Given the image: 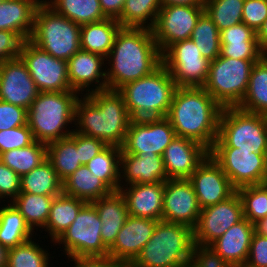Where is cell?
<instances>
[{
    "label": "cell",
    "mask_w": 267,
    "mask_h": 267,
    "mask_svg": "<svg viewBox=\"0 0 267 267\" xmlns=\"http://www.w3.org/2000/svg\"><path fill=\"white\" fill-rule=\"evenodd\" d=\"M243 204V217L251 223L267 216V188L249 185L237 189Z\"/></svg>",
    "instance_id": "obj_43"
},
{
    "label": "cell",
    "mask_w": 267,
    "mask_h": 267,
    "mask_svg": "<svg viewBox=\"0 0 267 267\" xmlns=\"http://www.w3.org/2000/svg\"><path fill=\"white\" fill-rule=\"evenodd\" d=\"M54 197L56 196L20 192L11 203L21 213L26 223L33 231L38 228L43 230L48 221L50 206Z\"/></svg>",
    "instance_id": "obj_37"
},
{
    "label": "cell",
    "mask_w": 267,
    "mask_h": 267,
    "mask_svg": "<svg viewBox=\"0 0 267 267\" xmlns=\"http://www.w3.org/2000/svg\"><path fill=\"white\" fill-rule=\"evenodd\" d=\"M49 253L33 239L10 248L7 267H50Z\"/></svg>",
    "instance_id": "obj_42"
},
{
    "label": "cell",
    "mask_w": 267,
    "mask_h": 267,
    "mask_svg": "<svg viewBox=\"0 0 267 267\" xmlns=\"http://www.w3.org/2000/svg\"><path fill=\"white\" fill-rule=\"evenodd\" d=\"M200 212L197 196L188 179H167L164 182L163 221L194 229Z\"/></svg>",
    "instance_id": "obj_17"
},
{
    "label": "cell",
    "mask_w": 267,
    "mask_h": 267,
    "mask_svg": "<svg viewBox=\"0 0 267 267\" xmlns=\"http://www.w3.org/2000/svg\"><path fill=\"white\" fill-rule=\"evenodd\" d=\"M35 139L28 124L0 131V154L12 150L28 147Z\"/></svg>",
    "instance_id": "obj_44"
},
{
    "label": "cell",
    "mask_w": 267,
    "mask_h": 267,
    "mask_svg": "<svg viewBox=\"0 0 267 267\" xmlns=\"http://www.w3.org/2000/svg\"><path fill=\"white\" fill-rule=\"evenodd\" d=\"M92 204L102 222V241L109 248L129 216L126 200L120 191H117L93 201Z\"/></svg>",
    "instance_id": "obj_26"
},
{
    "label": "cell",
    "mask_w": 267,
    "mask_h": 267,
    "mask_svg": "<svg viewBox=\"0 0 267 267\" xmlns=\"http://www.w3.org/2000/svg\"><path fill=\"white\" fill-rule=\"evenodd\" d=\"M27 125V109L0 100V131Z\"/></svg>",
    "instance_id": "obj_48"
},
{
    "label": "cell",
    "mask_w": 267,
    "mask_h": 267,
    "mask_svg": "<svg viewBox=\"0 0 267 267\" xmlns=\"http://www.w3.org/2000/svg\"><path fill=\"white\" fill-rule=\"evenodd\" d=\"M162 64L177 87H203L210 68V61L201 55L191 39L171 45L162 54Z\"/></svg>",
    "instance_id": "obj_11"
},
{
    "label": "cell",
    "mask_w": 267,
    "mask_h": 267,
    "mask_svg": "<svg viewBox=\"0 0 267 267\" xmlns=\"http://www.w3.org/2000/svg\"><path fill=\"white\" fill-rule=\"evenodd\" d=\"M106 61L107 89L118 90L151 74L162 64V54L152 29L121 27Z\"/></svg>",
    "instance_id": "obj_1"
},
{
    "label": "cell",
    "mask_w": 267,
    "mask_h": 267,
    "mask_svg": "<svg viewBox=\"0 0 267 267\" xmlns=\"http://www.w3.org/2000/svg\"><path fill=\"white\" fill-rule=\"evenodd\" d=\"M107 146L108 145L100 139L84 136L79 133V160L81 165H86Z\"/></svg>",
    "instance_id": "obj_53"
},
{
    "label": "cell",
    "mask_w": 267,
    "mask_h": 267,
    "mask_svg": "<svg viewBox=\"0 0 267 267\" xmlns=\"http://www.w3.org/2000/svg\"><path fill=\"white\" fill-rule=\"evenodd\" d=\"M205 0H161V6L166 5H204Z\"/></svg>",
    "instance_id": "obj_57"
},
{
    "label": "cell",
    "mask_w": 267,
    "mask_h": 267,
    "mask_svg": "<svg viewBox=\"0 0 267 267\" xmlns=\"http://www.w3.org/2000/svg\"><path fill=\"white\" fill-rule=\"evenodd\" d=\"M73 267H130V264L118 261L110 256H78L69 257Z\"/></svg>",
    "instance_id": "obj_54"
},
{
    "label": "cell",
    "mask_w": 267,
    "mask_h": 267,
    "mask_svg": "<svg viewBox=\"0 0 267 267\" xmlns=\"http://www.w3.org/2000/svg\"><path fill=\"white\" fill-rule=\"evenodd\" d=\"M243 218L242 200L236 191L226 200L201 209L198 223L193 229L194 243L211 245Z\"/></svg>",
    "instance_id": "obj_16"
},
{
    "label": "cell",
    "mask_w": 267,
    "mask_h": 267,
    "mask_svg": "<svg viewBox=\"0 0 267 267\" xmlns=\"http://www.w3.org/2000/svg\"><path fill=\"white\" fill-rule=\"evenodd\" d=\"M259 60L218 56L210 62L203 88L222 107H237L244 98L253 65Z\"/></svg>",
    "instance_id": "obj_9"
},
{
    "label": "cell",
    "mask_w": 267,
    "mask_h": 267,
    "mask_svg": "<svg viewBox=\"0 0 267 267\" xmlns=\"http://www.w3.org/2000/svg\"><path fill=\"white\" fill-rule=\"evenodd\" d=\"M42 0H5L0 2V31L8 30L29 40L35 13Z\"/></svg>",
    "instance_id": "obj_27"
},
{
    "label": "cell",
    "mask_w": 267,
    "mask_h": 267,
    "mask_svg": "<svg viewBox=\"0 0 267 267\" xmlns=\"http://www.w3.org/2000/svg\"><path fill=\"white\" fill-rule=\"evenodd\" d=\"M260 184L267 188V154H266V158H265L264 174H263V177H262Z\"/></svg>",
    "instance_id": "obj_60"
},
{
    "label": "cell",
    "mask_w": 267,
    "mask_h": 267,
    "mask_svg": "<svg viewBox=\"0 0 267 267\" xmlns=\"http://www.w3.org/2000/svg\"><path fill=\"white\" fill-rule=\"evenodd\" d=\"M190 39L196 44L201 55L210 62L220 55V32L205 12L198 19Z\"/></svg>",
    "instance_id": "obj_40"
},
{
    "label": "cell",
    "mask_w": 267,
    "mask_h": 267,
    "mask_svg": "<svg viewBox=\"0 0 267 267\" xmlns=\"http://www.w3.org/2000/svg\"><path fill=\"white\" fill-rule=\"evenodd\" d=\"M21 213L10 202L0 207V244L8 249L21 245L34 236Z\"/></svg>",
    "instance_id": "obj_34"
},
{
    "label": "cell",
    "mask_w": 267,
    "mask_h": 267,
    "mask_svg": "<svg viewBox=\"0 0 267 267\" xmlns=\"http://www.w3.org/2000/svg\"><path fill=\"white\" fill-rule=\"evenodd\" d=\"M26 40L18 33L0 31V63L20 57L21 49Z\"/></svg>",
    "instance_id": "obj_49"
},
{
    "label": "cell",
    "mask_w": 267,
    "mask_h": 267,
    "mask_svg": "<svg viewBox=\"0 0 267 267\" xmlns=\"http://www.w3.org/2000/svg\"><path fill=\"white\" fill-rule=\"evenodd\" d=\"M47 159L63 182L81 166L79 160V133L73 131L70 136L48 143Z\"/></svg>",
    "instance_id": "obj_30"
},
{
    "label": "cell",
    "mask_w": 267,
    "mask_h": 267,
    "mask_svg": "<svg viewBox=\"0 0 267 267\" xmlns=\"http://www.w3.org/2000/svg\"><path fill=\"white\" fill-rule=\"evenodd\" d=\"M244 267H267V236L254 232Z\"/></svg>",
    "instance_id": "obj_51"
},
{
    "label": "cell",
    "mask_w": 267,
    "mask_h": 267,
    "mask_svg": "<svg viewBox=\"0 0 267 267\" xmlns=\"http://www.w3.org/2000/svg\"><path fill=\"white\" fill-rule=\"evenodd\" d=\"M220 42H258L257 33L245 23H238L220 31Z\"/></svg>",
    "instance_id": "obj_52"
},
{
    "label": "cell",
    "mask_w": 267,
    "mask_h": 267,
    "mask_svg": "<svg viewBox=\"0 0 267 267\" xmlns=\"http://www.w3.org/2000/svg\"><path fill=\"white\" fill-rule=\"evenodd\" d=\"M257 41L261 50L267 54V19L257 32Z\"/></svg>",
    "instance_id": "obj_56"
},
{
    "label": "cell",
    "mask_w": 267,
    "mask_h": 267,
    "mask_svg": "<svg viewBox=\"0 0 267 267\" xmlns=\"http://www.w3.org/2000/svg\"><path fill=\"white\" fill-rule=\"evenodd\" d=\"M20 191L36 195L58 196L63 193V182L59 179L51 162L46 159L20 179Z\"/></svg>",
    "instance_id": "obj_33"
},
{
    "label": "cell",
    "mask_w": 267,
    "mask_h": 267,
    "mask_svg": "<svg viewBox=\"0 0 267 267\" xmlns=\"http://www.w3.org/2000/svg\"><path fill=\"white\" fill-rule=\"evenodd\" d=\"M20 179L21 177L16 172L0 160V201L3 198H9L7 203H10L18 196L21 192Z\"/></svg>",
    "instance_id": "obj_50"
},
{
    "label": "cell",
    "mask_w": 267,
    "mask_h": 267,
    "mask_svg": "<svg viewBox=\"0 0 267 267\" xmlns=\"http://www.w3.org/2000/svg\"><path fill=\"white\" fill-rule=\"evenodd\" d=\"M255 232L254 224L243 218L210 246L232 267H244Z\"/></svg>",
    "instance_id": "obj_24"
},
{
    "label": "cell",
    "mask_w": 267,
    "mask_h": 267,
    "mask_svg": "<svg viewBox=\"0 0 267 267\" xmlns=\"http://www.w3.org/2000/svg\"><path fill=\"white\" fill-rule=\"evenodd\" d=\"M85 204V201L64 193L54 197L50 206V215L44 227L45 231L49 232L52 242H55L72 224Z\"/></svg>",
    "instance_id": "obj_32"
},
{
    "label": "cell",
    "mask_w": 267,
    "mask_h": 267,
    "mask_svg": "<svg viewBox=\"0 0 267 267\" xmlns=\"http://www.w3.org/2000/svg\"><path fill=\"white\" fill-rule=\"evenodd\" d=\"M193 246L191 227L161 220L130 267H185L191 260Z\"/></svg>",
    "instance_id": "obj_5"
},
{
    "label": "cell",
    "mask_w": 267,
    "mask_h": 267,
    "mask_svg": "<svg viewBox=\"0 0 267 267\" xmlns=\"http://www.w3.org/2000/svg\"><path fill=\"white\" fill-rule=\"evenodd\" d=\"M209 156V149L188 138L175 136L163 153L168 179H188Z\"/></svg>",
    "instance_id": "obj_20"
},
{
    "label": "cell",
    "mask_w": 267,
    "mask_h": 267,
    "mask_svg": "<svg viewBox=\"0 0 267 267\" xmlns=\"http://www.w3.org/2000/svg\"><path fill=\"white\" fill-rule=\"evenodd\" d=\"M125 185L165 182L167 174L163 158L159 154H121L120 180Z\"/></svg>",
    "instance_id": "obj_25"
},
{
    "label": "cell",
    "mask_w": 267,
    "mask_h": 267,
    "mask_svg": "<svg viewBox=\"0 0 267 267\" xmlns=\"http://www.w3.org/2000/svg\"><path fill=\"white\" fill-rule=\"evenodd\" d=\"M101 224L95 206L86 203L54 244H62L67 257L108 256V247L101 238Z\"/></svg>",
    "instance_id": "obj_10"
},
{
    "label": "cell",
    "mask_w": 267,
    "mask_h": 267,
    "mask_svg": "<svg viewBox=\"0 0 267 267\" xmlns=\"http://www.w3.org/2000/svg\"><path fill=\"white\" fill-rule=\"evenodd\" d=\"M9 249L0 244V267H7Z\"/></svg>",
    "instance_id": "obj_59"
},
{
    "label": "cell",
    "mask_w": 267,
    "mask_h": 267,
    "mask_svg": "<svg viewBox=\"0 0 267 267\" xmlns=\"http://www.w3.org/2000/svg\"><path fill=\"white\" fill-rule=\"evenodd\" d=\"M212 147H233L267 153V116L225 107L219 118L218 137Z\"/></svg>",
    "instance_id": "obj_8"
},
{
    "label": "cell",
    "mask_w": 267,
    "mask_h": 267,
    "mask_svg": "<svg viewBox=\"0 0 267 267\" xmlns=\"http://www.w3.org/2000/svg\"><path fill=\"white\" fill-rule=\"evenodd\" d=\"M204 12V5L162 6L152 28L161 54L174 43L190 39L198 19Z\"/></svg>",
    "instance_id": "obj_13"
},
{
    "label": "cell",
    "mask_w": 267,
    "mask_h": 267,
    "mask_svg": "<svg viewBox=\"0 0 267 267\" xmlns=\"http://www.w3.org/2000/svg\"><path fill=\"white\" fill-rule=\"evenodd\" d=\"M185 267H232L210 245L194 243L191 260Z\"/></svg>",
    "instance_id": "obj_46"
},
{
    "label": "cell",
    "mask_w": 267,
    "mask_h": 267,
    "mask_svg": "<svg viewBox=\"0 0 267 267\" xmlns=\"http://www.w3.org/2000/svg\"><path fill=\"white\" fill-rule=\"evenodd\" d=\"M124 184H121L119 191L126 200L130 216L162 220L164 182Z\"/></svg>",
    "instance_id": "obj_23"
},
{
    "label": "cell",
    "mask_w": 267,
    "mask_h": 267,
    "mask_svg": "<svg viewBox=\"0 0 267 267\" xmlns=\"http://www.w3.org/2000/svg\"><path fill=\"white\" fill-rule=\"evenodd\" d=\"M126 0H99L101 9L107 18L118 20Z\"/></svg>",
    "instance_id": "obj_55"
},
{
    "label": "cell",
    "mask_w": 267,
    "mask_h": 267,
    "mask_svg": "<svg viewBox=\"0 0 267 267\" xmlns=\"http://www.w3.org/2000/svg\"><path fill=\"white\" fill-rule=\"evenodd\" d=\"M267 153H255L233 147H212L209 155L238 189L261 183Z\"/></svg>",
    "instance_id": "obj_15"
},
{
    "label": "cell",
    "mask_w": 267,
    "mask_h": 267,
    "mask_svg": "<svg viewBox=\"0 0 267 267\" xmlns=\"http://www.w3.org/2000/svg\"><path fill=\"white\" fill-rule=\"evenodd\" d=\"M47 159V144L35 141L25 148L12 149L0 154V160L20 177L29 173Z\"/></svg>",
    "instance_id": "obj_39"
},
{
    "label": "cell",
    "mask_w": 267,
    "mask_h": 267,
    "mask_svg": "<svg viewBox=\"0 0 267 267\" xmlns=\"http://www.w3.org/2000/svg\"><path fill=\"white\" fill-rule=\"evenodd\" d=\"M105 59L106 58L99 54L82 49L78 50L67 61L68 79L71 89L79 94L80 92L83 94L82 91H85L86 89L85 95L96 91L106 90L107 78L106 69L104 71L106 65L104 64L106 61ZM102 65L104 66L103 69ZM93 83L95 85H93ZM90 85H92L93 88Z\"/></svg>",
    "instance_id": "obj_21"
},
{
    "label": "cell",
    "mask_w": 267,
    "mask_h": 267,
    "mask_svg": "<svg viewBox=\"0 0 267 267\" xmlns=\"http://www.w3.org/2000/svg\"><path fill=\"white\" fill-rule=\"evenodd\" d=\"M157 222L154 219L129 215L115 242L108 248V256L131 264L152 237Z\"/></svg>",
    "instance_id": "obj_22"
},
{
    "label": "cell",
    "mask_w": 267,
    "mask_h": 267,
    "mask_svg": "<svg viewBox=\"0 0 267 267\" xmlns=\"http://www.w3.org/2000/svg\"><path fill=\"white\" fill-rule=\"evenodd\" d=\"M161 7V0H126L117 21L121 27L152 29Z\"/></svg>",
    "instance_id": "obj_38"
},
{
    "label": "cell",
    "mask_w": 267,
    "mask_h": 267,
    "mask_svg": "<svg viewBox=\"0 0 267 267\" xmlns=\"http://www.w3.org/2000/svg\"><path fill=\"white\" fill-rule=\"evenodd\" d=\"M267 19V0H245L242 12V23L256 33Z\"/></svg>",
    "instance_id": "obj_47"
},
{
    "label": "cell",
    "mask_w": 267,
    "mask_h": 267,
    "mask_svg": "<svg viewBox=\"0 0 267 267\" xmlns=\"http://www.w3.org/2000/svg\"><path fill=\"white\" fill-rule=\"evenodd\" d=\"M201 209L215 205L232 196L237 189L221 167L209 155L188 178Z\"/></svg>",
    "instance_id": "obj_18"
},
{
    "label": "cell",
    "mask_w": 267,
    "mask_h": 267,
    "mask_svg": "<svg viewBox=\"0 0 267 267\" xmlns=\"http://www.w3.org/2000/svg\"><path fill=\"white\" fill-rule=\"evenodd\" d=\"M56 13L79 25L105 20L99 0H44Z\"/></svg>",
    "instance_id": "obj_35"
},
{
    "label": "cell",
    "mask_w": 267,
    "mask_h": 267,
    "mask_svg": "<svg viewBox=\"0 0 267 267\" xmlns=\"http://www.w3.org/2000/svg\"><path fill=\"white\" fill-rule=\"evenodd\" d=\"M265 53L258 42L221 43L220 56L242 60H260Z\"/></svg>",
    "instance_id": "obj_45"
},
{
    "label": "cell",
    "mask_w": 267,
    "mask_h": 267,
    "mask_svg": "<svg viewBox=\"0 0 267 267\" xmlns=\"http://www.w3.org/2000/svg\"><path fill=\"white\" fill-rule=\"evenodd\" d=\"M176 133L166 118L132 119L126 133L121 154H159L175 138Z\"/></svg>",
    "instance_id": "obj_14"
},
{
    "label": "cell",
    "mask_w": 267,
    "mask_h": 267,
    "mask_svg": "<svg viewBox=\"0 0 267 267\" xmlns=\"http://www.w3.org/2000/svg\"><path fill=\"white\" fill-rule=\"evenodd\" d=\"M177 89L171 74L161 64L151 74L131 81L117 91L122 95L132 119L166 117Z\"/></svg>",
    "instance_id": "obj_6"
},
{
    "label": "cell",
    "mask_w": 267,
    "mask_h": 267,
    "mask_svg": "<svg viewBox=\"0 0 267 267\" xmlns=\"http://www.w3.org/2000/svg\"><path fill=\"white\" fill-rule=\"evenodd\" d=\"M81 25L56 13L43 0L38 6L29 41L57 59L68 61L81 49Z\"/></svg>",
    "instance_id": "obj_7"
},
{
    "label": "cell",
    "mask_w": 267,
    "mask_h": 267,
    "mask_svg": "<svg viewBox=\"0 0 267 267\" xmlns=\"http://www.w3.org/2000/svg\"><path fill=\"white\" fill-rule=\"evenodd\" d=\"M81 96L75 106L74 131L121 147L132 120L122 95L106 89Z\"/></svg>",
    "instance_id": "obj_2"
},
{
    "label": "cell",
    "mask_w": 267,
    "mask_h": 267,
    "mask_svg": "<svg viewBox=\"0 0 267 267\" xmlns=\"http://www.w3.org/2000/svg\"><path fill=\"white\" fill-rule=\"evenodd\" d=\"M222 109L203 87H177L166 118L176 136L192 139L210 150L218 137Z\"/></svg>",
    "instance_id": "obj_3"
},
{
    "label": "cell",
    "mask_w": 267,
    "mask_h": 267,
    "mask_svg": "<svg viewBox=\"0 0 267 267\" xmlns=\"http://www.w3.org/2000/svg\"><path fill=\"white\" fill-rule=\"evenodd\" d=\"M245 0H205V13L212 19L218 31L242 23Z\"/></svg>",
    "instance_id": "obj_41"
},
{
    "label": "cell",
    "mask_w": 267,
    "mask_h": 267,
    "mask_svg": "<svg viewBox=\"0 0 267 267\" xmlns=\"http://www.w3.org/2000/svg\"><path fill=\"white\" fill-rule=\"evenodd\" d=\"M86 166L99 177L113 192L120 190L121 147L108 145L93 157Z\"/></svg>",
    "instance_id": "obj_36"
},
{
    "label": "cell",
    "mask_w": 267,
    "mask_h": 267,
    "mask_svg": "<svg viewBox=\"0 0 267 267\" xmlns=\"http://www.w3.org/2000/svg\"><path fill=\"white\" fill-rule=\"evenodd\" d=\"M120 28V23L111 18L81 25V49L107 58Z\"/></svg>",
    "instance_id": "obj_29"
},
{
    "label": "cell",
    "mask_w": 267,
    "mask_h": 267,
    "mask_svg": "<svg viewBox=\"0 0 267 267\" xmlns=\"http://www.w3.org/2000/svg\"><path fill=\"white\" fill-rule=\"evenodd\" d=\"M78 95L76 91L40 92L37 95L27 110V124L35 141L48 144L73 133L74 129L68 130L67 126L75 123Z\"/></svg>",
    "instance_id": "obj_4"
},
{
    "label": "cell",
    "mask_w": 267,
    "mask_h": 267,
    "mask_svg": "<svg viewBox=\"0 0 267 267\" xmlns=\"http://www.w3.org/2000/svg\"><path fill=\"white\" fill-rule=\"evenodd\" d=\"M20 58L40 92L73 91L68 79L67 61L53 57L29 40L24 42Z\"/></svg>",
    "instance_id": "obj_12"
},
{
    "label": "cell",
    "mask_w": 267,
    "mask_h": 267,
    "mask_svg": "<svg viewBox=\"0 0 267 267\" xmlns=\"http://www.w3.org/2000/svg\"><path fill=\"white\" fill-rule=\"evenodd\" d=\"M113 191L96 175L91 173L86 165H81L63 181V193L92 203L110 195Z\"/></svg>",
    "instance_id": "obj_28"
},
{
    "label": "cell",
    "mask_w": 267,
    "mask_h": 267,
    "mask_svg": "<svg viewBox=\"0 0 267 267\" xmlns=\"http://www.w3.org/2000/svg\"><path fill=\"white\" fill-rule=\"evenodd\" d=\"M255 232L267 236V216L254 223Z\"/></svg>",
    "instance_id": "obj_58"
},
{
    "label": "cell",
    "mask_w": 267,
    "mask_h": 267,
    "mask_svg": "<svg viewBox=\"0 0 267 267\" xmlns=\"http://www.w3.org/2000/svg\"><path fill=\"white\" fill-rule=\"evenodd\" d=\"M237 108L267 116V54L253 65L247 92Z\"/></svg>",
    "instance_id": "obj_31"
},
{
    "label": "cell",
    "mask_w": 267,
    "mask_h": 267,
    "mask_svg": "<svg viewBox=\"0 0 267 267\" xmlns=\"http://www.w3.org/2000/svg\"><path fill=\"white\" fill-rule=\"evenodd\" d=\"M39 93L20 57L0 63V100L28 110Z\"/></svg>",
    "instance_id": "obj_19"
}]
</instances>
